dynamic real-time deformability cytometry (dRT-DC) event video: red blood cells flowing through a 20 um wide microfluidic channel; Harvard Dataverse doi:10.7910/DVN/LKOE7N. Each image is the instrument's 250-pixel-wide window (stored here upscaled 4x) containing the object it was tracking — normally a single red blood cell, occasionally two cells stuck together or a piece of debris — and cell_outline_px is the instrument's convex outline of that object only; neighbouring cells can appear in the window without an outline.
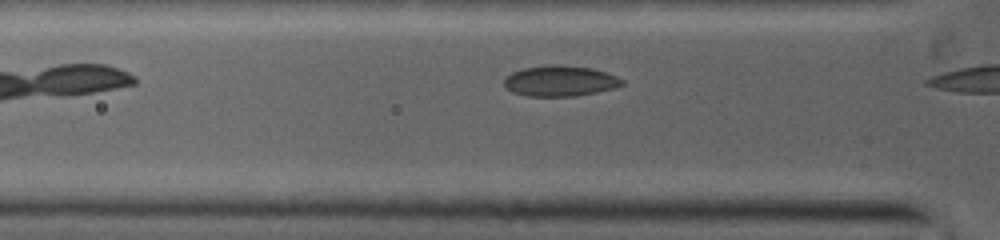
{"species": "common noctule bat (a hibernating species)", "species_latin": "Nyctalus noctula", "temperature_condition": "warm", "stored_images_in_passage": 8, "camera_frame_rate_fps": 5000, "um_per_image_px": 0.085, "animal": {"sex": "female", "body_mass_g": 19.0, "forearm_length_mm": 53.3}, "frame": {"image": 1, "passage_image": 7, "time_ms": 1.4, "image_size_px": [1000, 240], "cell_outline_px": [[624, 84], [612, 88], [596, 92], [572, 96], [528, 96], [512, 92], [504, 84], [504, 80], [512, 72], [524, 68], [556, 64], [592, 68], [616, 76], [624, 80]], "centroid_in_image_um": [47.6, 6.88], "position_along_channel_um": 78.2, "area_um2": 20.75}}